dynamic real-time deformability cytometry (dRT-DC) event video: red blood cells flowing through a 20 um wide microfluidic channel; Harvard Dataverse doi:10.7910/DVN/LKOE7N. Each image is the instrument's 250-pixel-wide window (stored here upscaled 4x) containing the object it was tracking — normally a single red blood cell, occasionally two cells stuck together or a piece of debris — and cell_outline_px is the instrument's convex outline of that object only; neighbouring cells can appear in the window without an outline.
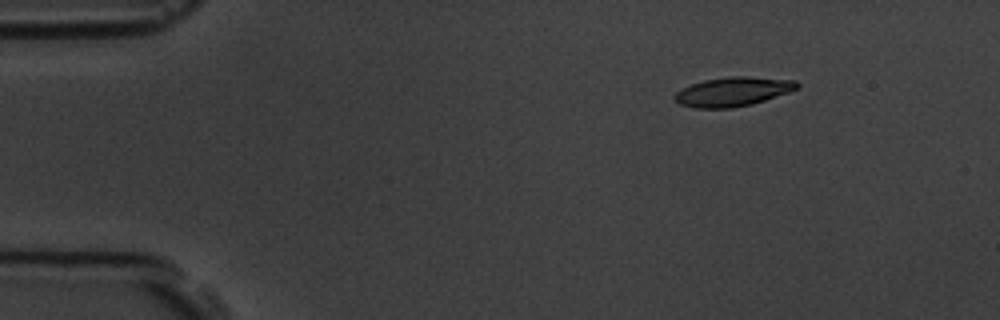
{"species": "common noctule bat (a hibernating species)", "species_latin": "Nyctalus noctula", "temperature_condition": "room temperature", "stored_images_in_passage": 5, "segment_of_instrument_passage": [2, 2], "camera_frame_rate_fps": 3000, "um_per_image_px": 0.085, "animal": {"sex": "male", "body_mass_g": 19.5, "forearm_length_mm": 54.6}, "frame": {"image": 1, "passage_image": 5, "time_ms": 4.667, "image_size_px": [1000, 320], "cell_outline_px": [[800, 88], [752, 104], [732, 108], [696, 108], [680, 104], [672, 100], [672, 96], [676, 92], [692, 84], [704, 80], [728, 76], [748, 76], [796, 80], [800, 84]], "centroid_in_image_um": [62.29, 7.78], "position_along_channel_um": 22.7, "area_um2": 20.92}}